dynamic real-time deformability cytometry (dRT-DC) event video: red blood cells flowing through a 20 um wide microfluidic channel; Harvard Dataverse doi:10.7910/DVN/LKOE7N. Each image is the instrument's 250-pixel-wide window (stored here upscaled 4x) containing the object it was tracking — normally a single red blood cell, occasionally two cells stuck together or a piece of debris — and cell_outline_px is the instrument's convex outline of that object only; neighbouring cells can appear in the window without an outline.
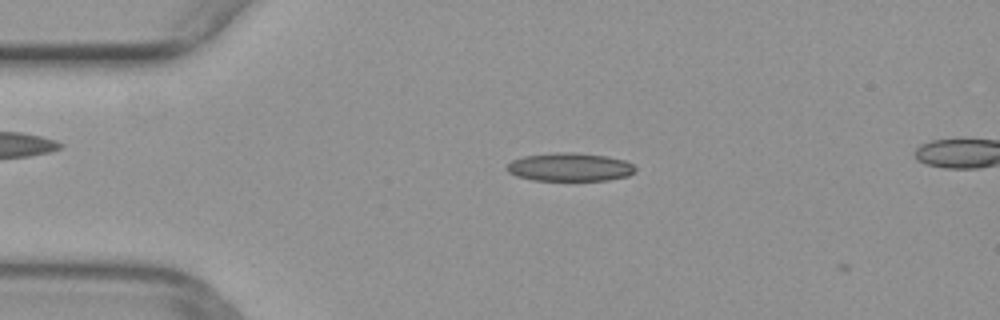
{"species": "common noctule bat (a hibernating species)", "species_latin": "Nyctalus noctula", "temperature_condition": "warm", "stored_images_in_passage": 4, "camera_frame_rate_fps": 3000, "um_per_image_px": 0.085, "animal": {"sex": "female", "body_mass_g": 29.2, "forearm_length_mm": 56.3}, "frame": {"image": 1, "passage_image": 1, "time_ms": 0.0, "image_size_px": [1000, 320], "cell_outline_px": [[636, 168], [628, 176], [608, 180], [532, 180], [516, 176], [508, 172], [508, 164], [512, 160], [524, 156], [556, 152], [572, 152], [608, 156], [624, 160], [632, 164]], "centroid_in_image_um": [48.43, 14.2], "position_along_channel_um": 36.6, "area_um2": 21.1}}